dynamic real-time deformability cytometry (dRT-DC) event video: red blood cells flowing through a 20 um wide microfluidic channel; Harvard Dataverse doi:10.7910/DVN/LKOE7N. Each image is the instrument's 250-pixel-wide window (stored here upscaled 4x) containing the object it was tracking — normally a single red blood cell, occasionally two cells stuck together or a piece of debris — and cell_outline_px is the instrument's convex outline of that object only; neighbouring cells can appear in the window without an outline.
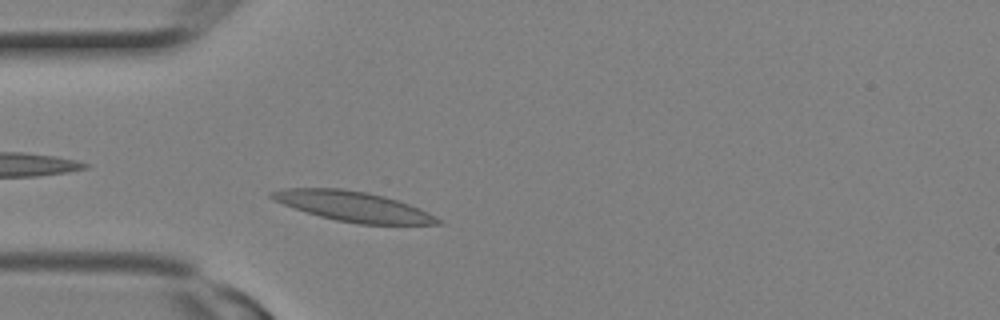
{"species": "Egyptian fruit bat (a non-hibernating species)", "species_latin": "Rousettus aegyptiacus", "temperature_condition": "room temperature", "stored_images_in_passage": 5, "camera_frame_rate_fps": 3000, "um_per_image_px": 0.085, "animal": {"sex": "female"}, "frame": {"image": 1, "passage_image": 3, "time_ms": 0.667, "image_size_px": [1000, 320], "cell_outline_px": [[444, 224], [360, 224], [336, 220], [320, 216], [284, 204], [268, 196], [268, 192], [284, 188], [340, 188], [368, 192], [384, 196], [420, 208], [444, 220]], "centroid_in_image_um": [30.06, 17.54], "position_along_channel_um": 54.9, "area_um2": 28.84}}
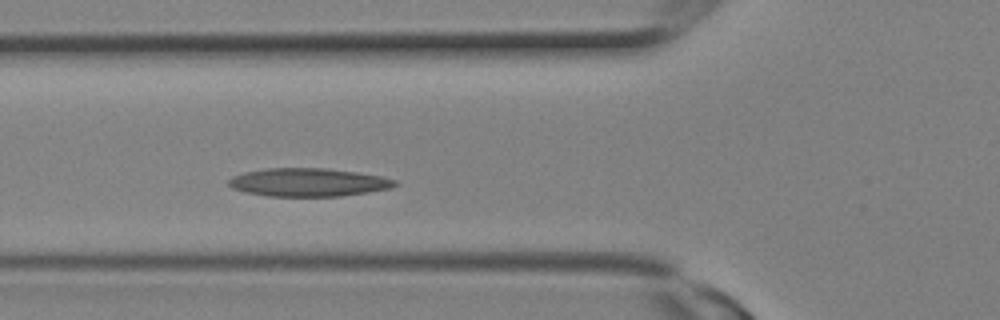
{"frame": {"image": 2, "passage_image": 5, "time_ms": 1.333, "image_size_px": [1000, 320], "cell_outline_px": [[400, 184], [392, 188], [368, 192], [340, 196], [268, 196], [244, 192], [232, 188], [228, 184], [228, 180], [232, 176], [244, 172], [264, 168], [324, 168], [356, 172], [380, 176], [396, 180]], "centroid_in_image_um": [26.2, 15.49], "position_along_channel_um": 99.6, "area_um2": 27.46}}